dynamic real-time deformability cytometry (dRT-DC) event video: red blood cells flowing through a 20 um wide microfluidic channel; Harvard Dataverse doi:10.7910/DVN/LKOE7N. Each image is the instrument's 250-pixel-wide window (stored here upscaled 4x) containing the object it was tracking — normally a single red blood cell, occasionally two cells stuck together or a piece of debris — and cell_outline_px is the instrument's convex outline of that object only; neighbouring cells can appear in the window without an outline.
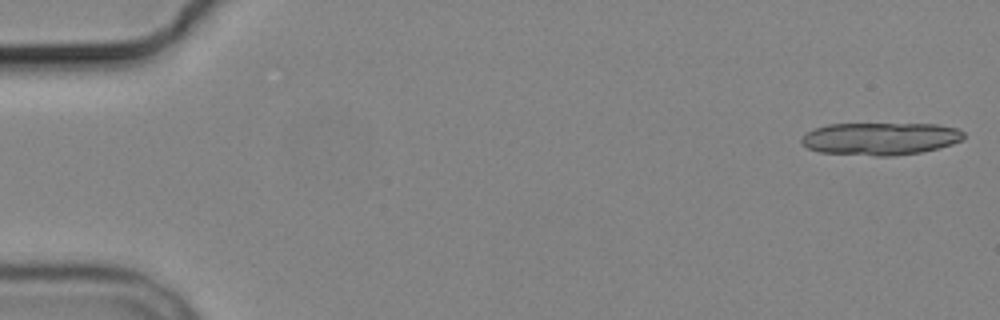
{"species": "common noctule bat (a hibernating species)", "species_latin": "Nyctalus noctula", "temperature_condition": "cold", "stored_images_in_passage": 6, "camera_frame_rate_fps": 3000, "um_per_image_px": 0.085, "animal": {"sex": "male", "body_mass_g": 19.2, "forearm_length_mm": 51.8}, "frame": {"image": 1, "passage_image": 1, "time_ms": 0.0, "image_size_px": [1000, 320], "cell_outline_px": [[964, 140], [952, 144], [920, 152], [892, 156], [876, 156], [820, 152], [808, 148], [800, 140], [808, 132], [816, 128], [828, 124], [936, 124], [956, 128], [964, 132]], "centroid_in_image_um": [74.86, 11.79], "position_along_channel_um": 10.1, "area_um2": 30.58}}